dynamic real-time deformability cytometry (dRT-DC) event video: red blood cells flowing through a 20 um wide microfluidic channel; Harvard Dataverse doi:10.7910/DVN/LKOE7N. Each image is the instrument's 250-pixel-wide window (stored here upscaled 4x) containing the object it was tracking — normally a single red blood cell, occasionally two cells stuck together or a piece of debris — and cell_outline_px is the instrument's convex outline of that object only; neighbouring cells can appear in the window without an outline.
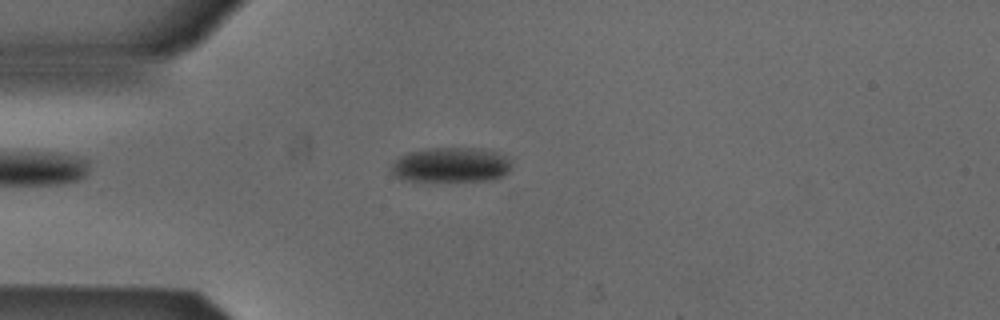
{"species": "Egyptian fruit bat (a non-hibernating species)", "species_latin": "Rousettus aegyptiacus", "temperature_condition": "cold", "stored_images_in_passage": 48, "camera_frame_rate_fps": 3000, "um_per_image_px": 0.085, "animal": {"sex": "male"}, "frame": {"image": 1, "passage_image": 9, "time_ms": 2.667, "image_size_px": [1000, 320], "cell_outline_px": [[508, 172], [492, 180], [404, 180], [396, 176], [392, 172], [392, 164], [400, 156], [408, 152], [436, 148], [480, 148], [496, 152], [504, 156], [508, 160]], "centroid_in_image_um": [38.3, 14.0], "position_along_channel_um": 46.7, "area_um2": 23.76}}
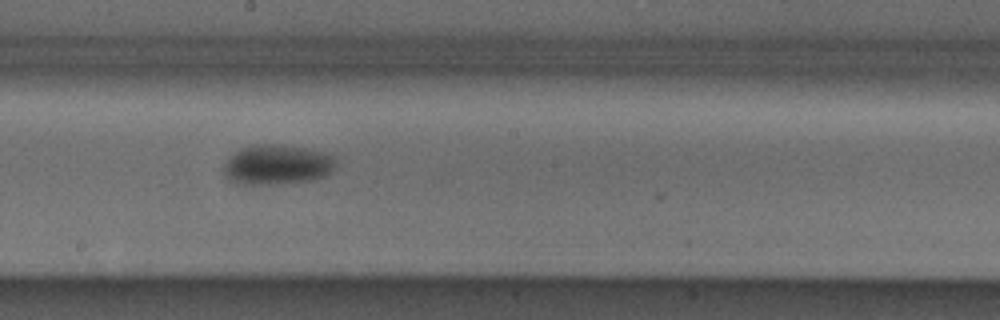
{"frame": {"image": 2, "passage_image": 24, "time_ms": 7.667, "image_size_px": [1000, 320], "cell_outline_px": [[336, 164], [332, 172], [324, 176], [312, 180], [276, 184], [240, 184], [228, 180], [224, 176], [224, 164], [228, 156], [240, 148], [252, 144], [276, 144], [304, 148], [324, 152], [336, 156]], "centroid_in_image_um": [23.54, 13.99], "position_along_channel_um": 224.7, "area_um2": 26.47}}
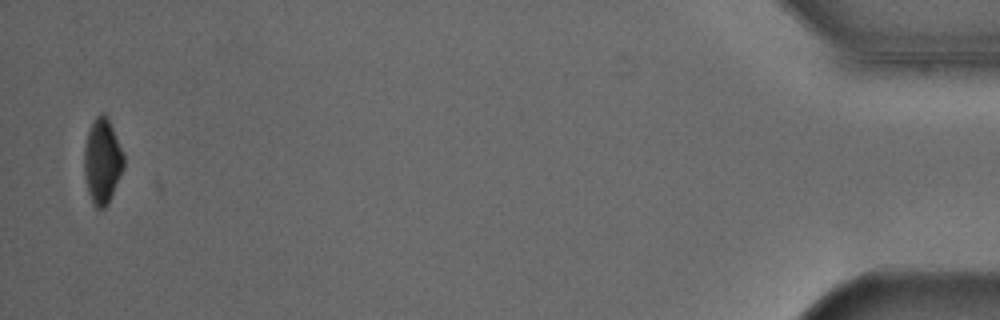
{"frame": {"image": 3, "passage_image": 47, "time_ms": 15.333, "image_size_px": [1000, 320], "cell_outline_px": [[124, 168], [108, 204], [104, 208], [96, 208], [92, 204], [88, 192], [84, 172], [84, 148], [88, 132], [96, 116], [100, 112], [104, 112], [108, 116], [124, 156]], "centroid_in_image_um": [8.7, 13.69], "position_along_channel_um": 426.5, "area_um2": 19.65}, "authors_computed_cell_mechanics": {"area_um2": 23.8425, "velocity_mm_per_s": 3.8632, "shape_relaxation_time_tau1_ms": 2.4827, "shape_relaxation_time_tau2_ms": null, "deformation_change_tau1": 0.0854, "deformation_change_tau2": null}}